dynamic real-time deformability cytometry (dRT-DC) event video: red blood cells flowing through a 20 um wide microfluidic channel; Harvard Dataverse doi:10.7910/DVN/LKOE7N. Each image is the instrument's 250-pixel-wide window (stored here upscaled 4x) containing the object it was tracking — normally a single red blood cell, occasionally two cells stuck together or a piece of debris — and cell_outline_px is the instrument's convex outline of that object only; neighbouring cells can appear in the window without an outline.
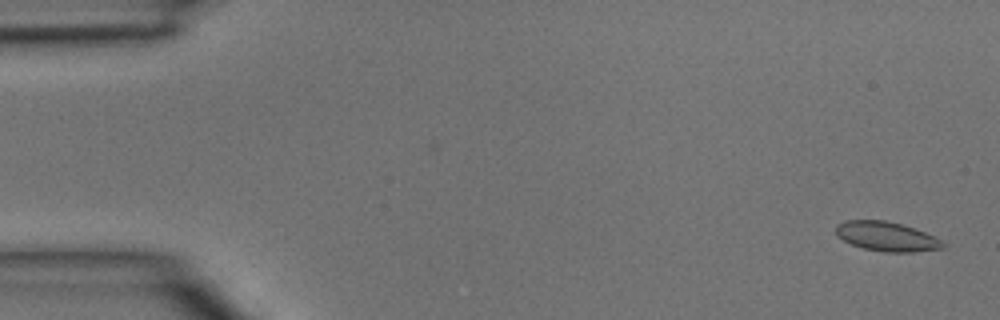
{"species": "common noctule bat (a hibernating species)", "species_latin": "Nyctalus noctula", "temperature_condition": "room temperature", "stored_images_in_passage": 5, "segment_of_instrument_passage": [2, 2], "camera_frame_rate_fps": 3000, "um_per_image_px": 0.085, "animal": {"sex": "male", "body_mass_g": 15.6}, "frame": {"image": 1, "passage_image": 5, "time_ms": 1.333, "image_size_px": [1000, 320], "cell_outline_px": [[944, 248], [912, 252], [884, 252], [864, 248], [852, 244], [836, 236], [836, 224], [844, 220], [884, 220], [900, 224], [924, 232], [940, 240], [944, 244]], "centroid_in_image_um": [75.31, 20.1], "position_along_channel_um": 9.7, "area_um2": 18.09}}